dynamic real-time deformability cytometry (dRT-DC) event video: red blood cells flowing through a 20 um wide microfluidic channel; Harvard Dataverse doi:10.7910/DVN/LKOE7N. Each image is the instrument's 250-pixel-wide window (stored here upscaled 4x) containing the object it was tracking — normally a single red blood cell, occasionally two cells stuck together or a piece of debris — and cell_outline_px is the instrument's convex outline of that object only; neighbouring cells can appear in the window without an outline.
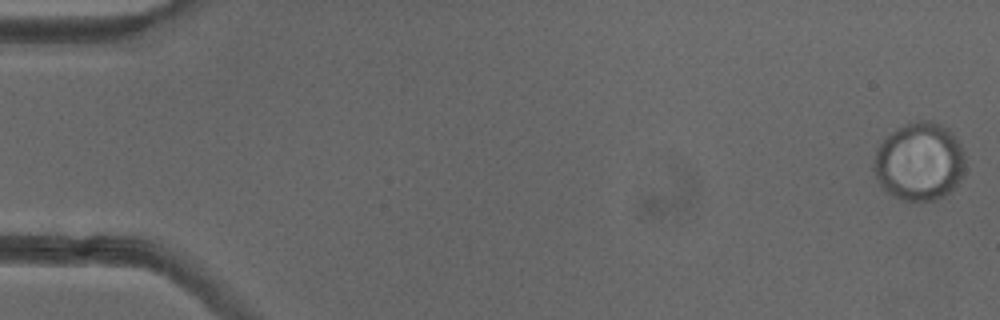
{"species": "common noctule bat (a hibernating species)", "species_latin": "Nyctalus noctula", "temperature_condition": "cold", "stored_images_in_passage": 52, "camera_frame_rate_fps": 3000, "um_per_image_px": 0.085, "animal": {"sex": "female"}, "frame": {"image": 1, "passage_image": 1, "time_ms": 0.0, "image_size_px": [1000, 320], "cell_outline_px": [[964, 164], [960, 180], [944, 196], [932, 200], [904, 200], [888, 192], [880, 184], [876, 176], [876, 152], [880, 144], [892, 132], [908, 124], [920, 120], [928, 120], [940, 124], [948, 128], [964, 152]], "centroid_in_image_um": [78.18, 13.73], "position_along_channel_um": 6.8, "area_um2": 40.46}}
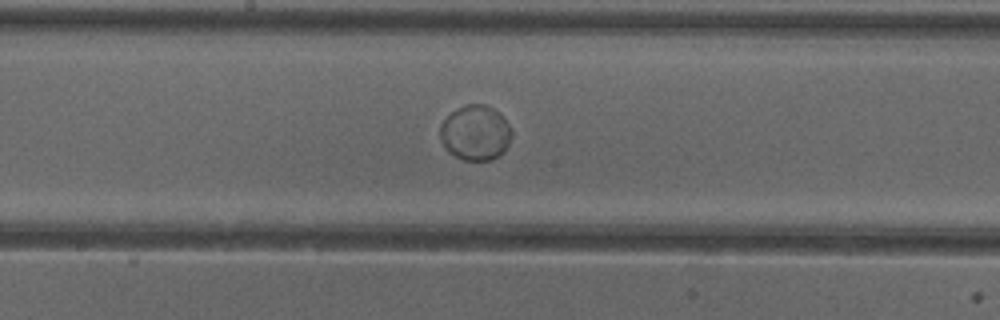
{"frame": {"image": 2, "passage_image": 28, "time_ms": 9.0, "image_size_px": [1000, 320], "cell_outline_px": [[512, 136], [508, 144], [492, 160], [464, 160], [448, 152], [440, 140], [440, 124], [456, 108], [464, 104], [484, 104], [500, 112], [508, 124], [512, 132]], "centroid_in_image_um": [40.39, 11.26], "position_along_channel_um": 207.8, "area_um2": 22.89}}
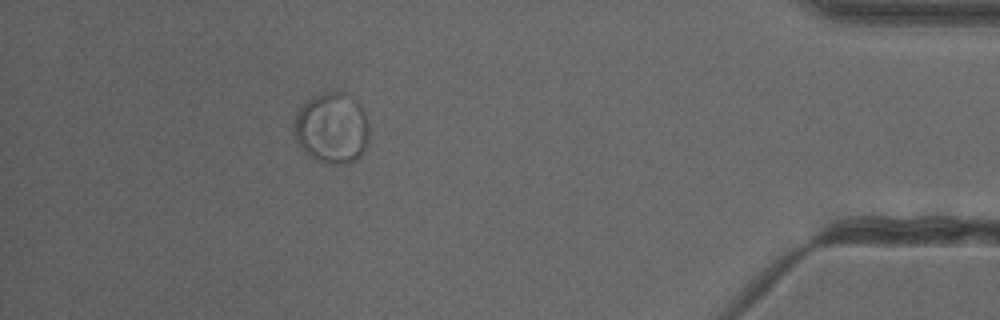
{"frame": {"image": 3, "passage_image": 47, "time_ms": 15.333, "image_size_px": [1000, 320], "cell_outline_px": [[368, 144], [360, 156], [356, 160], [348, 164], [328, 164], [312, 156], [296, 140], [292, 132], [292, 128], [296, 112], [308, 100], [332, 88], [340, 92], [352, 100], [364, 112], [368, 124]], "centroid_in_image_um": [28.2, 10.9], "position_along_channel_um": 407.0, "area_um2": 30.75}, "authors_computed_cell_mechanics": {"area_um2": 28.9578, "velocity_mm_per_s": 3.9349, "shape_relaxation_time_tau1_ms": 1.6591, "shape_relaxation_time_tau2_ms": null, "deformation_change_tau1": 0.0169, "deformation_change_tau2": null}}